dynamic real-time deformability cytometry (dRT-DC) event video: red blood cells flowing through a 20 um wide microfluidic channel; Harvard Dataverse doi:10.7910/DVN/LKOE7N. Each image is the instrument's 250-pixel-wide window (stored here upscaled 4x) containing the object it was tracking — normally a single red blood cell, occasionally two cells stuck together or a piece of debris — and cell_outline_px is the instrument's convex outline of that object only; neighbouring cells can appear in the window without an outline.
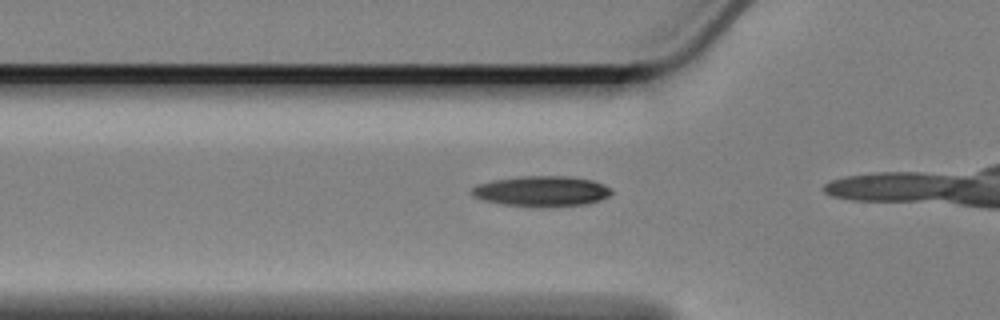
{"species": "Egyptian fruit bat (a non-hibernating species)", "species_latin": "Rousettus aegyptiacus", "temperature_condition": "cold", "stored_images_in_passage": 13, "camera_frame_rate_fps": 3000, "um_per_image_px": 0.085, "animal": {"sex": "female"}, "frame": {"image": 1, "passage_image": 8, "time_ms": 2.333, "image_size_px": [1000, 320], "cell_outline_px": [[612, 192], [608, 196], [600, 200], [588, 204], [540, 208], [504, 204], [484, 200], [472, 196], [468, 192], [476, 184], [496, 180], [524, 176], [564, 176], [592, 180], [612, 188]], "centroid_in_image_um": [46.03, 16.27], "position_along_channel_um": 79.8, "area_um2": 24.91}}
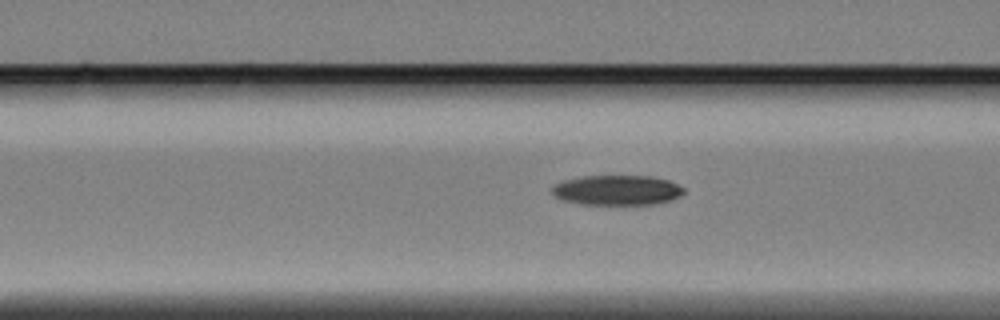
{"frame": {"image": 2, "passage_image": 11, "time_ms": 3.333, "image_size_px": [1000, 320], "cell_outline_px": [[684, 192], [680, 196], [672, 200], [656, 204], [580, 204], [560, 200], [552, 192], [552, 188], [556, 184], [564, 180], [580, 176], [652, 176], [668, 180], [684, 188]], "centroid_in_image_um": [52.45, 16.16], "position_along_channel_um": 114.1, "area_um2": 23.06}}